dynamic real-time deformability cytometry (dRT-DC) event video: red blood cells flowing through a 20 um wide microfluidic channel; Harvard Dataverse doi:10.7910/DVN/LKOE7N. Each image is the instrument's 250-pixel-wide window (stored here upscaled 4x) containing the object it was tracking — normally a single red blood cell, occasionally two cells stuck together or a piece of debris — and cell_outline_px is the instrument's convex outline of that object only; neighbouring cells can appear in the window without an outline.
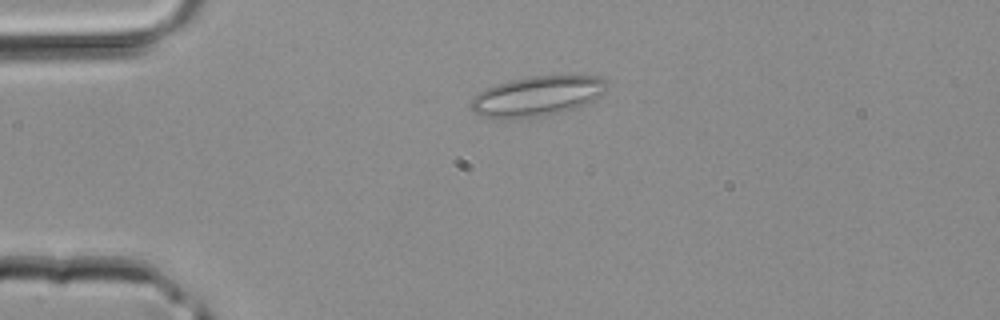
{"species": "common noctule bat (a hibernating species)", "species_latin": "Nyctalus noctula", "temperature_condition": "room temperature", "stored_images_in_passage": 41, "segment_of_instrument_passage": [1, 2], "camera_frame_rate_fps": 3000, "um_per_image_px": 0.085, "animal": {"sex": "male", "body_mass_g": 20.4}, "frame": {"image": 1, "passage_image": 10, "time_ms": 3.0, "image_size_px": [1000, 320], "cell_outline_px": [[608, 88], [600, 96], [592, 100], [572, 108], [560, 112], [512, 120], [484, 116], [468, 108], [468, 104], [472, 96], [484, 88], [508, 80], [528, 76], [596, 76], [604, 80], [608, 84]], "centroid_in_image_um": [45.57, 8.16], "position_along_channel_um": 39.4, "area_um2": 31.67}}